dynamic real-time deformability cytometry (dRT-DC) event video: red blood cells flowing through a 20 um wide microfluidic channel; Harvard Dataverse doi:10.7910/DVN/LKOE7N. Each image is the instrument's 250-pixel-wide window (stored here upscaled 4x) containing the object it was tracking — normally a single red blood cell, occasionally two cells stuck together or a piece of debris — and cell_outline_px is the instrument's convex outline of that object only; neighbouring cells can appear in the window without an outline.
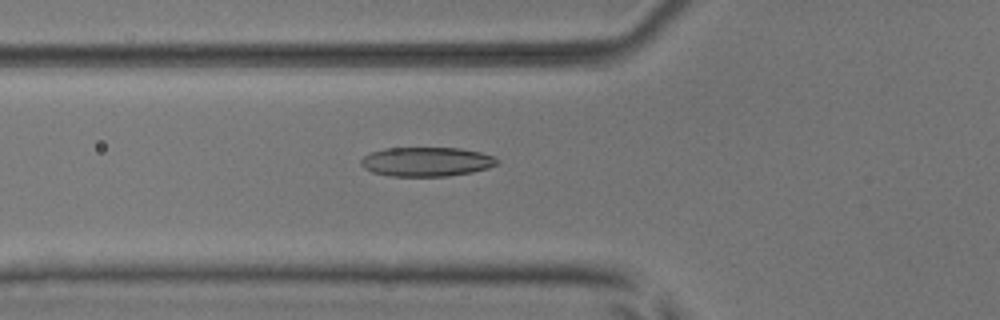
{"species": "common noctule bat (a hibernating species)", "species_latin": "Nyctalus noctula", "temperature_condition": "room temperature", "stored_images_in_passage": 24, "camera_frame_rate_fps": 3000, "um_per_image_px": 0.085, "animal": {"sex": "male", "body_mass_g": 17.9, "forearm_length_mm": 54.2}, "frame": {"image": 1, "passage_image": 11, "time_ms": 3.333, "image_size_px": [1000, 320], "cell_outline_px": [[500, 160], [496, 164], [488, 168], [472, 172], [448, 176], [392, 176], [372, 172], [364, 168], [360, 164], [360, 160], [364, 156], [372, 152], [384, 148], [460, 148], [480, 152], [492, 156]], "centroid_in_image_um": [36.24, 13.74], "position_along_channel_um": 89.6, "area_um2": 23.18}}
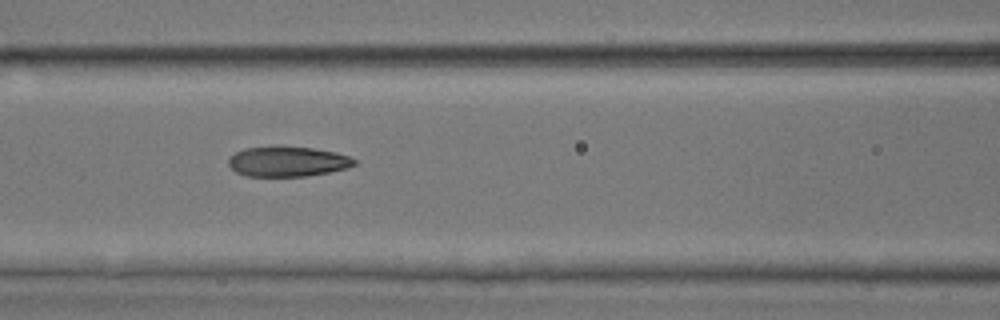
{"frame": {"image": 2, "passage_image": 15, "time_ms": 4.667, "image_size_px": [1000, 320], "cell_outline_px": [[360, 160], [356, 164], [348, 168], [308, 176], [244, 176], [236, 172], [228, 164], [228, 156], [244, 148], [276, 144], [312, 148], [336, 152]], "centroid_in_image_um": [24.43, 13.7], "position_along_channel_um": 142.2, "area_um2": 22.77}}